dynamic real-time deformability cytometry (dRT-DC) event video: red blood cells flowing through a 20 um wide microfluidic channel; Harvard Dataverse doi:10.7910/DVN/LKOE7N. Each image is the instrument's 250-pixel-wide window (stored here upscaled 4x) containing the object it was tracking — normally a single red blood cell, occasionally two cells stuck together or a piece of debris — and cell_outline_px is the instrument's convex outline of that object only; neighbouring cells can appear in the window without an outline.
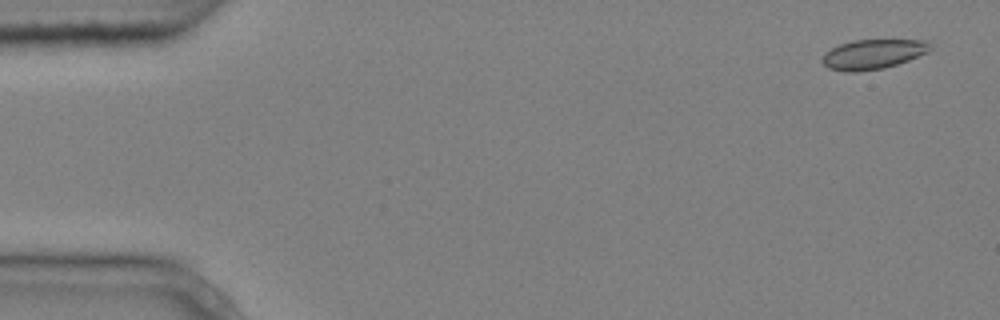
{"species": "common noctule bat (a hibernating species)", "species_latin": "Nyctalus noctula", "temperature_condition": "cold", "stored_images_in_passage": 9, "camera_frame_rate_fps": 3000, "um_per_image_px": 0.085, "animal": {"sex": "male", "body_mass_g": 20.4}, "frame": {"image": 1, "passage_image": 1, "time_ms": 0.0, "image_size_px": [1000, 320], "cell_outline_px": [[932, 48], [928, 52], [908, 60], [884, 68], [856, 72], [848, 72], [828, 68], [820, 60], [824, 52], [840, 44], [852, 40], [928, 40]], "centroid_in_image_um": [74.18, 4.6], "position_along_channel_um": 10.8, "area_um2": 18.73}}
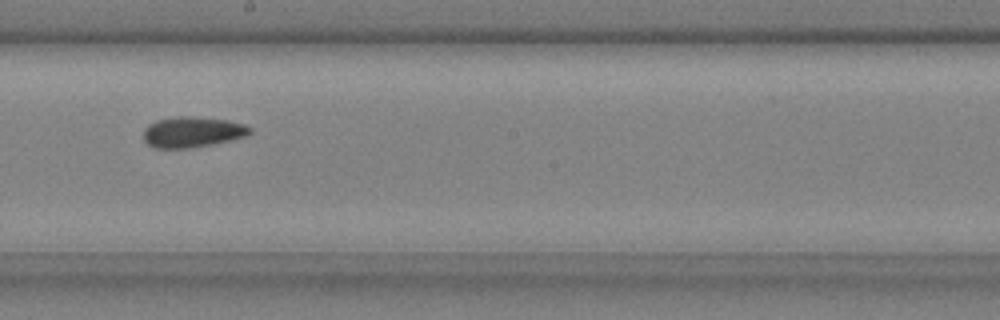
{"frame": {"image": 2, "passage_image": 8, "time_ms": 2.333, "image_size_px": [1000, 320], "cell_outline_px": [[252, 132], [248, 136], [212, 144], [188, 148], [156, 148], [148, 144], [144, 140], [144, 128], [148, 124], [156, 120], [176, 116], [192, 116], [228, 120], [244, 124], [252, 128]], "centroid_in_image_um": [16.36, 11.21], "position_along_channel_um": 231.8, "area_um2": 19.13}}
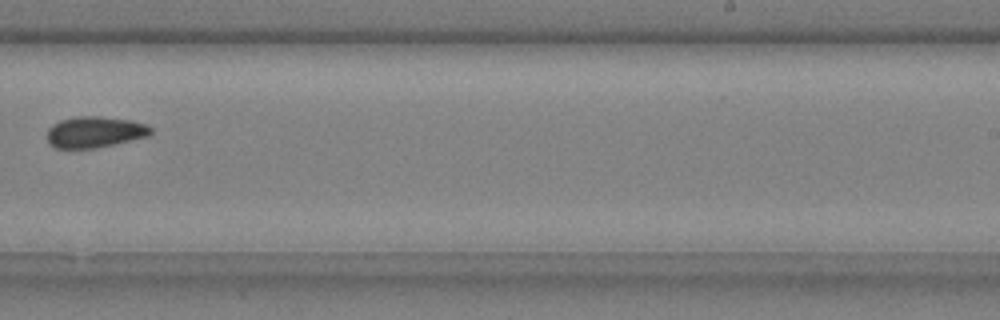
{"frame": {"image": 3, "passage_image": 9, "time_ms": 2.667, "image_size_px": [1000, 320], "cell_outline_px": [[152, 132], [148, 136], [96, 148], [56, 148], [48, 140], [48, 128], [52, 124], [60, 120], [76, 116], [100, 116], [128, 120], [148, 124], [152, 128]], "centroid_in_image_um": [8.06, 11.21], "position_along_channel_um": 280.9, "area_um2": 18.73}}